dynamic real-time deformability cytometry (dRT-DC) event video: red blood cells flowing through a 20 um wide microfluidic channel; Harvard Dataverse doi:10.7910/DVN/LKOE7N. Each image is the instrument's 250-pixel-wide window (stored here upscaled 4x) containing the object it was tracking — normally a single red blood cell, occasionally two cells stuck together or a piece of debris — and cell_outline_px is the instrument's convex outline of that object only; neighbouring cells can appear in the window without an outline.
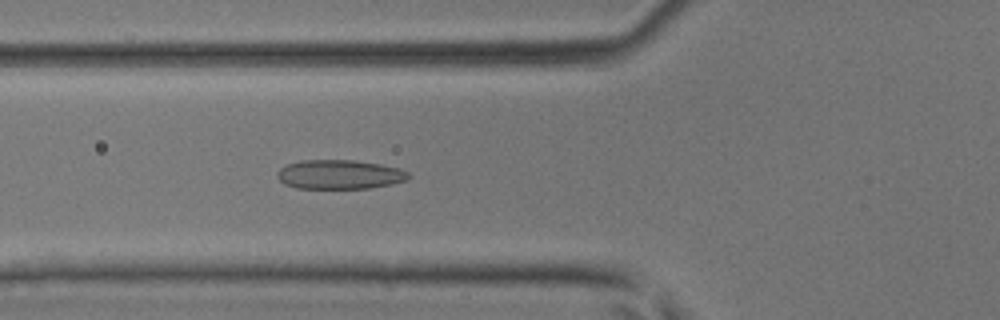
{"species": "common noctule bat (a hibernating species)", "species_latin": "Nyctalus noctula", "temperature_condition": "room temperature", "stored_images_in_passage": 26, "camera_frame_rate_fps": 3000, "um_per_image_px": 0.085, "animal": {"sex": "male", "body_mass_g": 17.9, "forearm_length_mm": 54.2}, "frame": {"image": 1, "passage_image": 18, "time_ms": 5.667, "image_size_px": [1000, 320], "cell_outline_px": [[412, 176], [408, 180], [368, 188], [296, 188], [284, 184], [276, 176], [276, 172], [280, 168], [288, 164], [300, 160], [356, 160], [380, 164], [400, 168], [408, 172]], "centroid_in_image_um": [28.86, 14.82], "position_along_channel_um": 96.9, "area_um2": 22.43}}
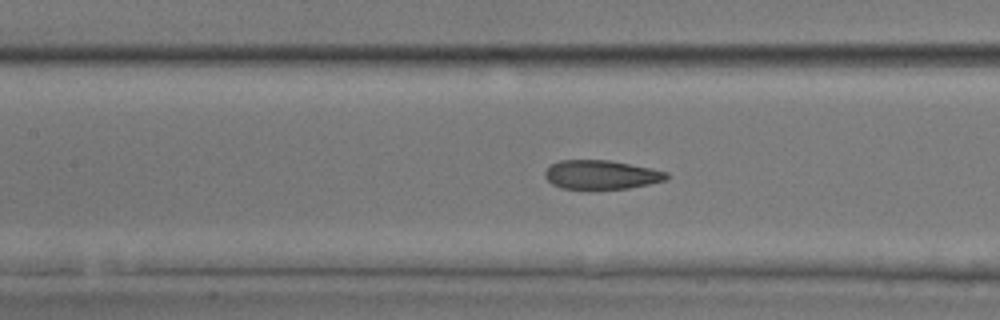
{"frame": {"image": 2, "passage_image": 22, "time_ms": 7.0, "image_size_px": [1000, 320], "cell_outline_px": [[668, 176], [664, 180], [648, 184], [628, 188], [560, 188], [552, 184], [544, 176], [544, 172], [552, 164], [560, 160], [608, 160], [668, 172]], "centroid_in_image_um": [51.06, 14.84], "position_along_channel_um": 156.3, "area_um2": 20.06}}
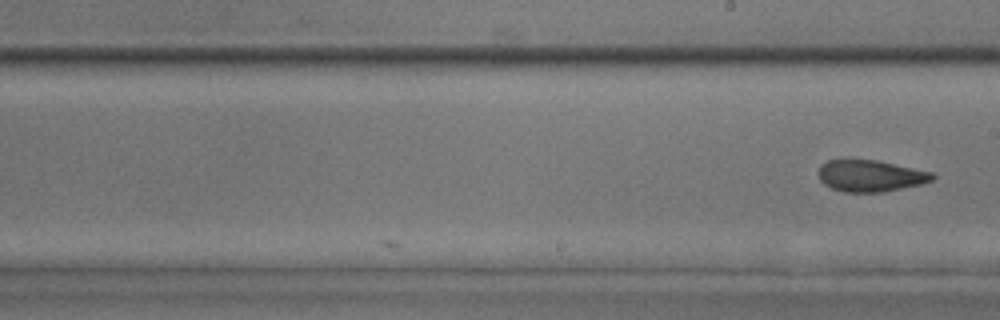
{"frame": {"image": 3, "passage_image": 26, "time_ms": 8.333, "image_size_px": [1000, 320], "cell_outline_px": [[936, 176], [932, 180], [924, 184], [880, 192], [844, 192], [832, 188], [824, 184], [820, 180], [820, 164], [828, 160], [844, 156], [876, 160], [932, 172]], "centroid_in_image_um": [73.95, 14.9], "position_along_channel_um": 215.1, "area_um2": 21.5}}